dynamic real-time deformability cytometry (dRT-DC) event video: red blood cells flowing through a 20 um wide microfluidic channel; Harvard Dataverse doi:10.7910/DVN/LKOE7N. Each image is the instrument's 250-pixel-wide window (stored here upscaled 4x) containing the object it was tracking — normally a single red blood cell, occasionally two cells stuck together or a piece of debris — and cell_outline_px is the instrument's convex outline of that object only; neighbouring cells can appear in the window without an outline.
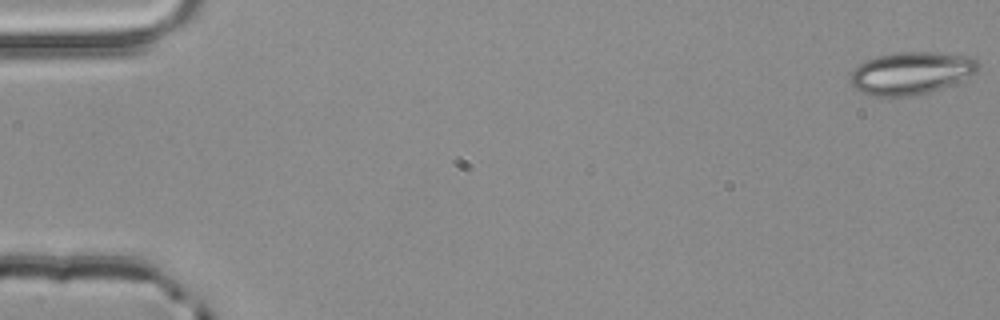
{"species": "common noctule bat (a hibernating species)", "species_latin": "Nyctalus noctula", "temperature_condition": "room temperature", "stored_images_in_passage": 54, "camera_frame_rate_fps": 3000, "um_per_image_px": 0.085, "animal": {"sex": "male", "body_mass_g": 20.4}, "frame": {"image": 1, "passage_image": 1, "time_ms": 0.0, "image_size_px": [1000, 320], "cell_outline_px": [[980, 68], [976, 72], [940, 88], [928, 92], [908, 96], [872, 96], [860, 92], [848, 80], [848, 76], [864, 60], [876, 56], [900, 52], [932, 52], [972, 56], [980, 64]], "centroid_in_image_um": [77.4, 6.2], "position_along_channel_um": 7.6, "area_um2": 31.44}}
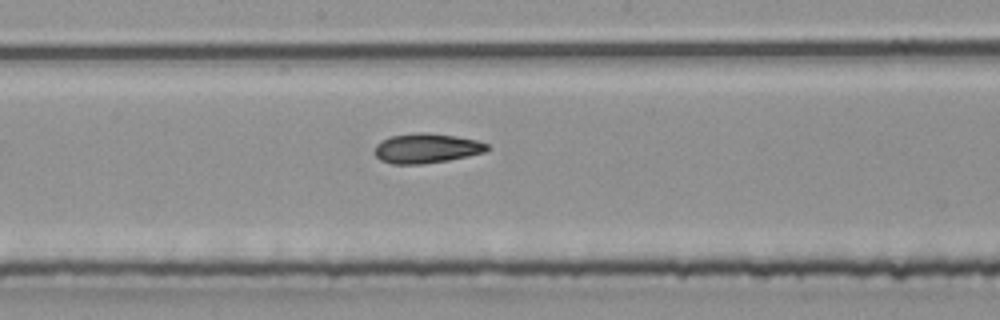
{"frame": {"image": 2, "passage_image": 29, "time_ms": 9.333, "image_size_px": [1000, 320], "cell_outline_px": [[488, 148], [484, 152], [468, 156], [448, 160], [424, 164], [392, 164], [380, 160], [376, 156], [376, 144], [380, 140], [388, 136], [416, 132], [428, 132], [456, 136], [476, 140], [488, 144]], "centroid_in_image_um": [36.22, 12.59], "position_along_channel_um": 212.0, "area_um2": 19.59}}
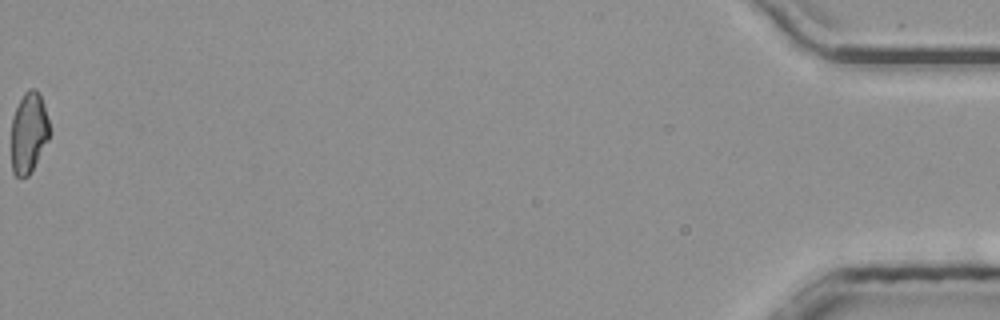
{"frame": {"image": 3, "passage_image": 54, "time_ms": 17.667, "image_size_px": [1000, 320], "cell_outline_px": [[52, 132], [48, 140], [28, 176], [20, 180], [12, 172], [12, 116], [24, 92], [28, 88], [36, 88], [40, 92], [44, 104]], "centroid_in_image_um": [2.46, 11.25], "position_along_channel_um": 432.7, "area_um2": 18.26}, "authors_computed_cell_mechanics": {"area_um2": 19.5364, "velocity_mm_per_s": 3.9457, "shape_relaxation_time_tau1_ms": null, "shape_relaxation_time_tau2_ms": 4.8271, "deformation_change_tau1": null, "deformation_change_tau2": 0.1087}}